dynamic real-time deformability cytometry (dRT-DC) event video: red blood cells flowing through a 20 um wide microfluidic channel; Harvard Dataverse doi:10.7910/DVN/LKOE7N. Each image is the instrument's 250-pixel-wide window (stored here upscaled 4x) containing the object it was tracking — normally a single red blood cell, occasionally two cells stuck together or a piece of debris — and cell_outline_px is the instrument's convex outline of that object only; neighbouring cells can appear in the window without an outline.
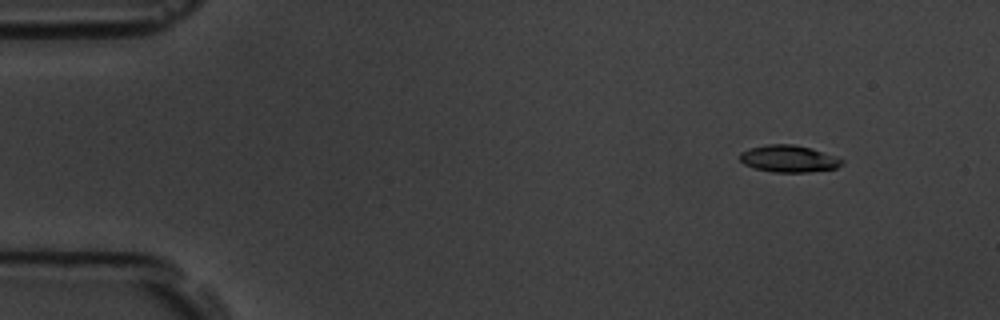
{"species": "common noctule bat (a hibernating species)", "species_latin": "Nyctalus noctula", "temperature_condition": "room temperature", "stored_images_in_passage": 5, "camera_frame_rate_fps": 3000, "um_per_image_px": 0.085, "animal": {"sex": "male", "body_mass_g": 19.5, "forearm_length_mm": 54.6}, "frame": {"image": 1, "passage_image": 2, "time_ms": 1.333, "image_size_px": [1000, 320], "cell_outline_px": [[844, 164], [836, 168], [808, 172], [772, 172], [756, 168], [744, 164], [740, 160], [740, 152], [748, 148], [768, 144], [792, 144], [812, 148], [836, 156], [844, 160]], "centroid_in_image_um": [67.06, 13.48], "position_along_channel_um": 17.9, "area_um2": 16.13}}
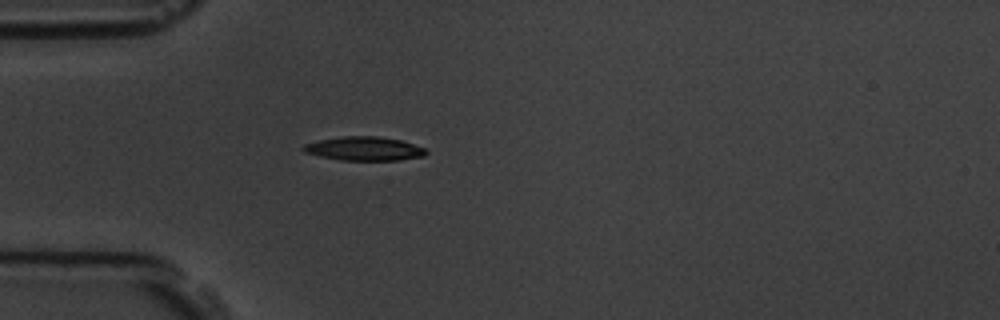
{"frame": {"image": 2, "passage_image": 5, "time_ms": 4.667, "image_size_px": [1000, 320], "cell_outline_px": [[428, 152], [424, 156], [400, 160], [340, 160], [320, 156], [304, 152], [300, 148], [304, 144], [320, 140], [344, 136], [380, 136], [400, 140], [424, 148]], "centroid_in_image_um": [30.94, 12.64], "position_along_channel_um": 54.1, "area_um2": 16.99}}